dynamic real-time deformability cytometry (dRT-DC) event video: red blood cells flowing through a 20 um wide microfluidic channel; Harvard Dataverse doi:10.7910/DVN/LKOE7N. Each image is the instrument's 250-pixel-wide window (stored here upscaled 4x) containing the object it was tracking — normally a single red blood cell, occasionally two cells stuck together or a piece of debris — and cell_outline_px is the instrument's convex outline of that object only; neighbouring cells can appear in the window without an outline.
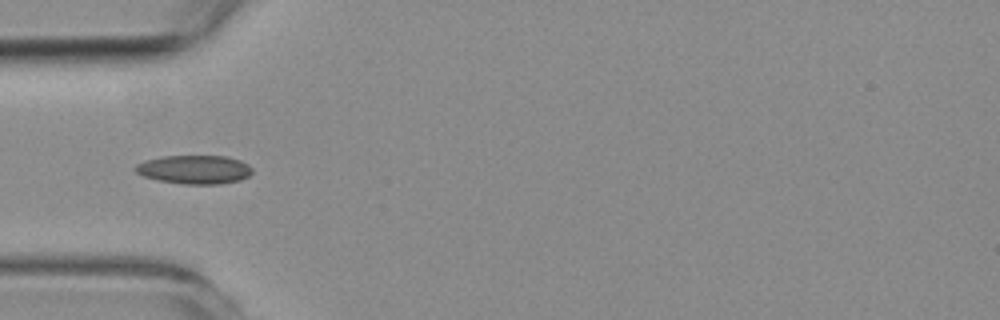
{"species": "common noctule bat (a hibernating species)", "species_latin": "Nyctalus noctula", "temperature_condition": "room temperature", "stored_images_in_passage": 12, "camera_frame_rate_fps": 3000, "um_per_image_px": 0.085, "animal": {"sex": "female", "body_mass_g": 19.3, "forearm_length_mm": 54.1}, "frame": {"image": 1, "passage_image": 3, "time_ms": 0.667, "image_size_px": [1000, 320], "cell_outline_px": [[252, 172], [248, 176], [240, 180], [220, 184], [184, 184], [156, 180], [144, 176], [136, 172], [132, 168], [136, 164], [144, 160], [164, 156], [228, 156], [240, 160], [248, 164], [252, 168]], "centroid_in_image_um": [16.51, 14.41], "position_along_channel_um": 68.5, "area_um2": 19.71}}
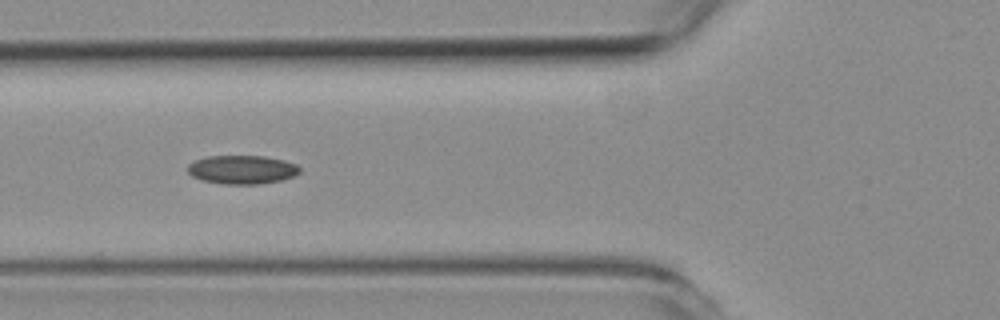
{"frame": {"image": 2, "passage_image": 6, "time_ms": 1.667, "image_size_px": [1000, 320], "cell_outline_px": [[300, 172], [296, 176], [280, 180], [260, 184], [224, 184], [200, 180], [192, 176], [188, 172], [188, 164], [196, 160], [208, 156], [264, 156], [284, 160], [296, 164], [300, 168]], "centroid_in_image_um": [20.59, 14.42], "position_along_channel_um": 105.2, "area_um2": 18.79}}
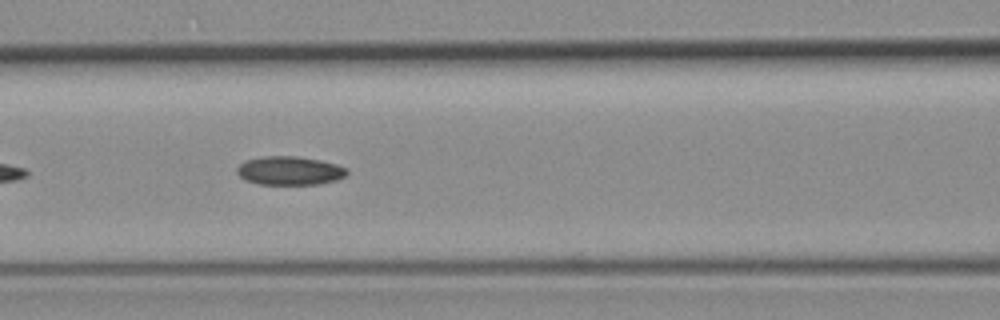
{"frame": {"image": 3, "passage_image": 9, "time_ms": 2.667, "image_size_px": [1000, 320], "cell_outline_px": [[348, 172], [344, 176], [336, 180], [320, 184], [260, 184], [244, 180], [236, 172], [236, 168], [240, 164], [248, 160], [264, 156], [296, 156], [320, 160], [336, 164], [348, 168]], "centroid_in_image_um": [24.63, 14.51], "position_along_channel_um": 142.0, "area_um2": 18.32}}